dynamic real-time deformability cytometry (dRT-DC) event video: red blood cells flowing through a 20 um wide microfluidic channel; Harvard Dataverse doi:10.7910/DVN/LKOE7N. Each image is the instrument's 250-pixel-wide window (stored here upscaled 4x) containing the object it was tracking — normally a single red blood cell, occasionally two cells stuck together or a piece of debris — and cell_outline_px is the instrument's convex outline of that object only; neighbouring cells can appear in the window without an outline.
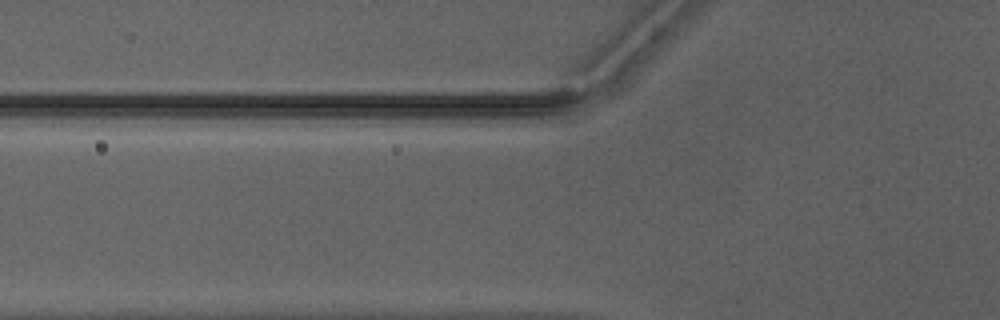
{"species": "Egyptian fruit bat (a non-hibernating species)", "species_latin": "Rousettus aegyptiacus", "temperature_condition": "warm", "stored_images_in_passage": 4, "camera_frame_rate_fps": 3000, "um_per_image_px": 0.085, "animal": {"sex": "male"}, "frame": {"image": 1, "passage_image": 3, "time_ms": 0.667, "image_size_px": [1000, 320], "cell_outline_px": [[276, 252], [268, 264], [248, 268], [208, 272], [200, 272], [184, 264], [176, 256], [176, 252], [208, 248], [248, 244], [272, 248]], "centroid_in_image_um": [19.26, 21.91], "position_along_channel_um": 106.5, "area_um2": 14.33}}